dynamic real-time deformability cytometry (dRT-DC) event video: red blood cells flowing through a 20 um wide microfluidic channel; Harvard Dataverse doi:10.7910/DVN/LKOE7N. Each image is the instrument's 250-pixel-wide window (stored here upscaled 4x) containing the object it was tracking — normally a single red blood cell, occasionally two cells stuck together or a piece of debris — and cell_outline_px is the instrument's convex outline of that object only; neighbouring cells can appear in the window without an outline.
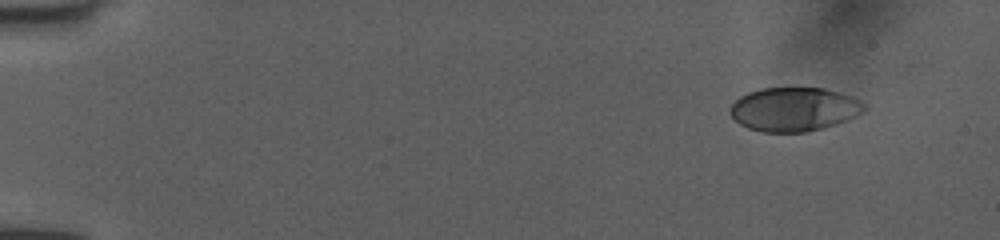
{"species": "human", "species_latin": "Homo sapiens", "temperature_condition": "room temperature", "stored_images_in_passage": 48, "camera_frame_rate_fps": 3000, "um_per_image_px": 0.085, "donor": {"sex": "female"}, "frame": {"image": 1, "passage_image": 1, "time_ms": 0.0, "image_size_px": [1000, 240], "cell_outline_px": [[868, 108], [864, 112], [856, 116], [836, 124], [824, 128], [804, 132], [764, 132], [748, 128], [740, 124], [728, 112], [732, 104], [740, 96], [748, 92], [760, 88], [824, 88], [840, 92], [852, 96], [860, 100]], "centroid_in_image_um": [67.52, 9.28], "position_along_channel_um": 17.5, "area_um2": 34.45}}
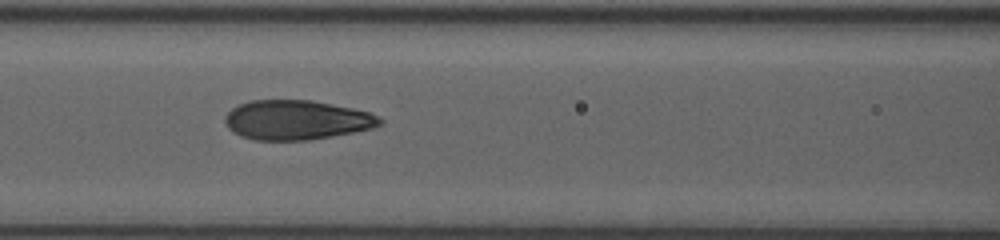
{"frame": {"image": 2, "passage_image": 20, "time_ms": 6.333, "image_size_px": [1000, 240], "cell_outline_px": [[384, 120], [380, 124], [372, 128], [352, 132], [308, 140], [256, 140], [240, 136], [228, 128], [224, 120], [224, 116], [232, 108], [248, 100], [312, 100], [352, 108], [368, 112]], "centroid_in_image_um": [25.16, 10.19], "position_along_channel_um": 141.4, "area_um2": 35.49}}
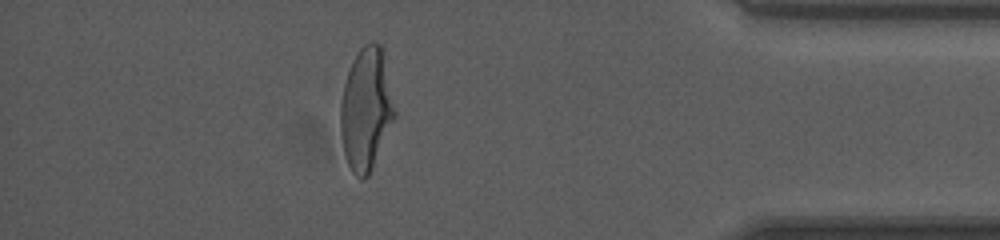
{"frame": {"image": 3, "passage_image": 42, "time_ms": 13.667, "image_size_px": [1000, 240], "cell_outline_px": [[396, 116], [368, 176], [364, 180], [360, 180], [352, 172], [348, 164], [344, 152], [340, 132], [340, 104], [344, 84], [352, 60], [360, 48], [364, 44], [372, 40], [380, 44], [396, 112]], "centroid_in_image_um": [31.1, 9.3], "position_along_channel_um": 404.1, "area_um2": 38.38}, "authors_computed_cell_mechanics": {"area_um2": 35.9805, "velocity_mm_per_s": 4.0403, "shape_relaxation_time_tau1_ms": 5.209, "shape_relaxation_time_tau2_ms": null, "deformation_change_tau1": 0.2147, "deformation_change_tau2": null}}